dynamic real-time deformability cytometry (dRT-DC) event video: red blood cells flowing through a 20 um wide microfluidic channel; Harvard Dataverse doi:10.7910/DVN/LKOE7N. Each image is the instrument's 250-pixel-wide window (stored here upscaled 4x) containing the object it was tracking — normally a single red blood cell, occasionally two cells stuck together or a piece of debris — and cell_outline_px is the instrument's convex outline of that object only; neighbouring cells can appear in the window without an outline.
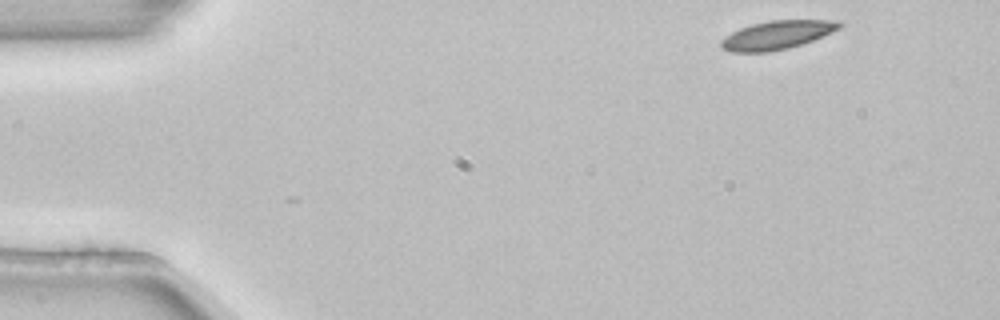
{"species": "common noctule bat (a hibernating species)", "species_latin": "Nyctalus noctula", "temperature_condition": "room temperature", "stored_images_in_passage": 4, "camera_frame_rate_fps": 3000, "um_per_image_px": 0.085, "animal": {"sex": "female", "body_mass_g": 22.7, "forearm_length_mm": 54.2}, "frame": {"image": 1, "passage_image": 1, "time_ms": 0.0, "image_size_px": [1000, 320], "cell_outline_px": [[844, 24], [840, 28], [832, 32], [812, 40], [788, 48], [768, 52], [732, 52], [724, 48], [720, 44], [720, 40], [724, 36], [740, 28], [752, 24], [772, 20], [840, 20]], "centroid_in_image_um": [66.06, 2.96], "position_along_channel_um": 18.9, "area_um2": 19.59}}
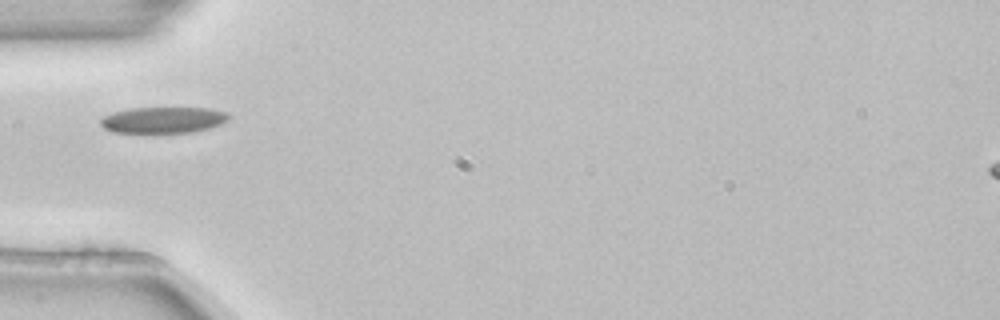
{"frame": {"image": 2, "passage_image": 4, "time_ms": 1.0, "image_size_px": [1000, 320], "cell_outline_px": [[232, 116], [228, 120], [220, 124], [208, 128], [192, 132], [156, 136], [144, 136], [112, 132], [104, 128], [100, 124], [100, 120], [104, 116], [112, 112], [128, 108], [212, 108], [228, 112]], "centroid_in_image_um": [13.83, 10.26], "position_along_channel_um": 71.2, "area_um2": 20.92}}